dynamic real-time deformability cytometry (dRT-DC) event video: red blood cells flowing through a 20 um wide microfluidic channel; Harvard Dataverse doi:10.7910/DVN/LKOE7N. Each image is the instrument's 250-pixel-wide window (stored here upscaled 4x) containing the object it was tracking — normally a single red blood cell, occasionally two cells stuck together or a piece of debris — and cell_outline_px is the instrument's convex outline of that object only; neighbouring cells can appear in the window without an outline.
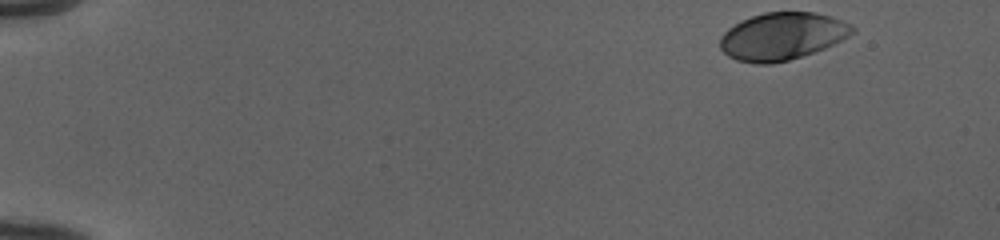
{"species": "human", "species_latin": "Homo sapiens", "temperature_condition": "cold", "stored_images_in_passage": 48, "camera_frame_rate_fps": 3000, "um_per_image_px": 0.085, "donor": {"sex": "female"}, "frame": {"image": 1, "passage_image": 1, "time_ms": 0.0, "image_size_px": [1000, 240], "cell_outline_px": [[856, 32], [824, 48], [788, 60], [772, 64], [756, 64], [736, 60], [728, 56], [720, 48], [720, 36], [728, 28], [740, 20], [764, 12], [816, 12], [832, 16], [856, 28]], "centroid_in_image_um": [66.45, 3.08], "position_along_channel_um": 18.5, "area_um2": 36.53}}
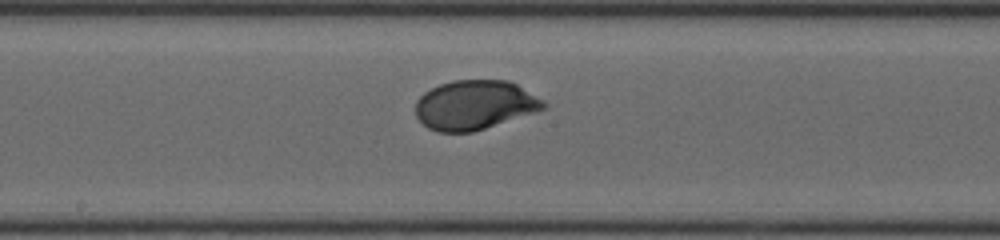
{"frame": {"image": 2, "passage_image": 26, "time_ms": 8.333, "image_size_px": [1000, 240], "cell_outline_px": [[548, 108], [536, 112], [472, 132], [436, 132], [428, 128], [416, 116], [416, 100], [424, 92], [440, 84], [452, 80], [508, 80], [516, 84], [544, 100], [548, 104]], "centroid_in_image_um": [40.36, 8.92], "position_along_channel_um": 207.8, "area_um2": 36.88}}
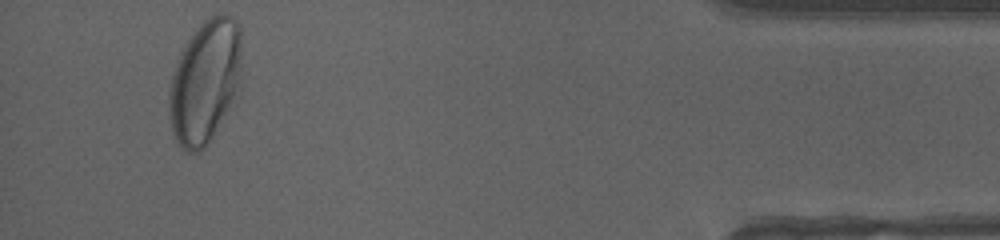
{"frame": {"image": 3, "passage_image": 46, "time_ms": 15.0, "image_size_px": [1000, 240], "cell_outline_px": [[240, 76], [236, 88], [212, 136], [204, 148], [200, 152], [188, 152], [180, 148], [172, 132], [168, 112], [168, 88], [180, 52], [188, 40], [200, 24], [204, 20], [220, 12], [224, 12], [232, 16], [240, 24]], "centroid_in_image_um": [17.37, 6.9], "position_along_channel_um": 417.8, "area_um2": 51.5}, "authors_computed_cell_mechanics": {"area_um2": 36.9053, "velocity_mm_per_s": 3.9618, "shape_relaxation_time_tau1_ms": 3.183, "shape_relaxation_time_tau2_ms": null, "deformation_change_tau1": 0.1534, "deformation_change_tau2": null}}